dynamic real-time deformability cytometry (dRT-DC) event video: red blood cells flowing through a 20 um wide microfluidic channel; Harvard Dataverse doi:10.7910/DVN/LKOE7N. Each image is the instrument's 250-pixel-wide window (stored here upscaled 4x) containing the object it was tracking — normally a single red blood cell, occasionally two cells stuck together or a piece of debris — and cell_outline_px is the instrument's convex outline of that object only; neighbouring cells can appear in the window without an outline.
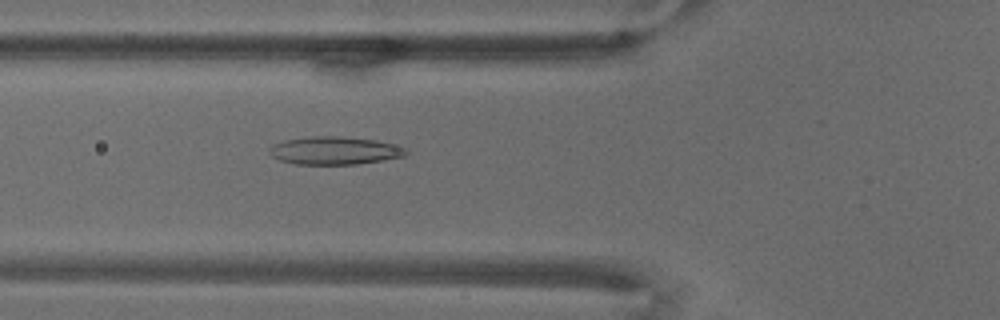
{"species": "common noctule bat (a hibernating species)", "species_latin": "Nyctalus noctula", "temperature_condition": "warm", "stored_images_in_passage": 53, "camera_frame_rate_fps": 3000, "um_per_image_px": 0.085, "animal": {"sex": "male", "body_mass_g": 18.8}, "frame": {"image": 1, "passage_image": 8, "time_ms": 2.333, "image_size_px": [1000, 320], "cell_outline_px": [[408, 152], [404, 156], [384, 160], [356, 164], [296, 164], [280, 160], [272, 156], [268, 152], [268, 148], [272, 144], [284, 140], [312, 136], [340, 136], [376, 140], [392, 144], [404, 148]], "centroid_in_image_um": [28.4, 12.79], "position_along_channel_um": 97.4, "area_um2": 22.2}}
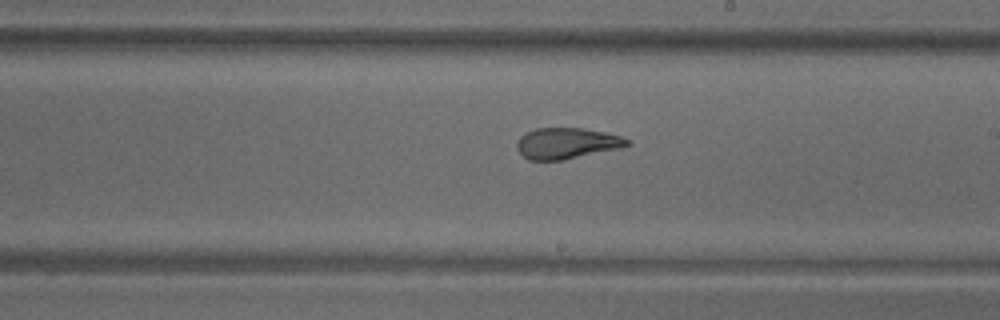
{"frame": {"image": 2, "passage_image": 23, "time_ms": 7.333, "image_size_px": [1000, 320], "cell_outline_px": [[632, 144], [620, 148], [564, 160], [528, 160], [516, 148], [516, 144], [520, 136], [524, 132], [536, 128], [584, 128], [608, 132], [620, 136], [628, 140]], "centroid_in_image_um": [48.17, 12.17], "position_along_channel_um": 240.8, "area_um2": 20.11}}
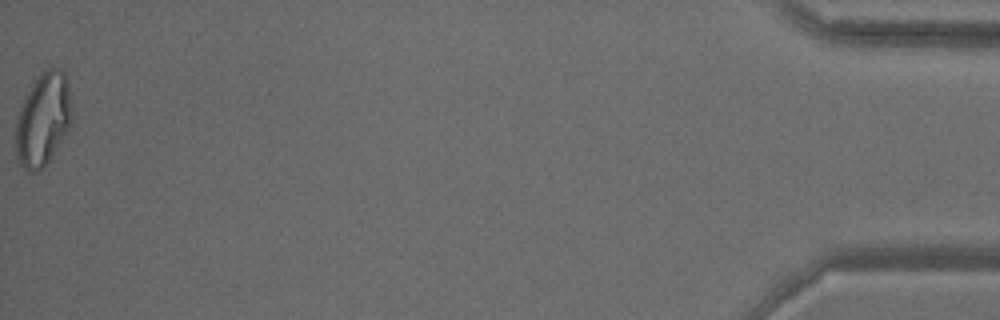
{"frame": {"image": 3, "passage_image": 53, "time_ms": 17.333, "image_size_px": [1000, 320], "cell_outline_px": [[72, 120], [68, 128], [48, 160], [36, 172], [28, 172], [16, 160], [16, 120], [20, 108], [36, 76], [44, 68], [60, 68], [64, 72], [68, 80], [72, 108]], "centroid_in_image_um": [3.66, 10.09], "position_along_channel_um": 431.5, "area_um2": 30.23}}